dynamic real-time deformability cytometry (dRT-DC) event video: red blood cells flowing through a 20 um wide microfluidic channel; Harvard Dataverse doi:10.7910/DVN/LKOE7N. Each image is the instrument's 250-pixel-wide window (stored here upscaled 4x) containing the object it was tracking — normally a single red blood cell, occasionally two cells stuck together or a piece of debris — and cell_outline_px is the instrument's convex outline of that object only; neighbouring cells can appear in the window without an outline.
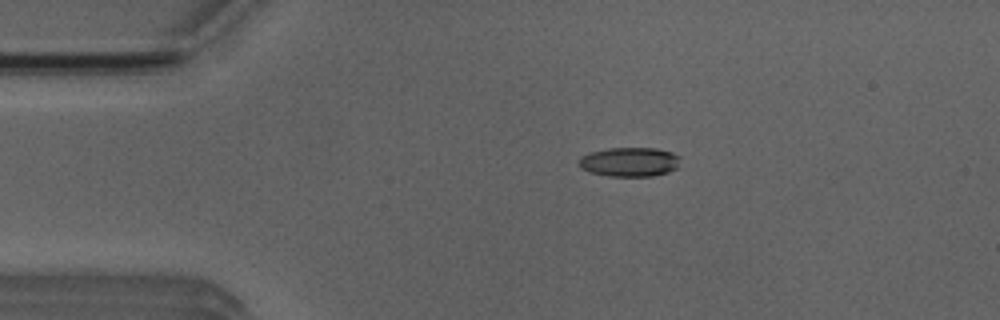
{"species": "Egyptian fruit bat (a non-hibernating species)", "species_latin": "Rousettus aegyptiacus", "temperature_condition": "room temperature", "stored_images_in_passage": 3, "camera_frame_rate_fps": 3000, "um_per_image_px": 0.085, "animal": {"sex": "male"}, "frame": {"image": 1, "passage_image": 2, "time_ms": 2.0, "image_size_px": [1000, 320], "cell_outline_px": [[680, 168], [668, 172], [652, 176], [608, 176], [592, 172], [580, 168], [580, 160], [584, 156], [592, 152], [608, 148], [656, 148], [672, 152], [680, 156]], "centroid_in_image_um": [53.61, 13.76], "position_along_channel_um": 31.4, "area_um2": 17.28}}